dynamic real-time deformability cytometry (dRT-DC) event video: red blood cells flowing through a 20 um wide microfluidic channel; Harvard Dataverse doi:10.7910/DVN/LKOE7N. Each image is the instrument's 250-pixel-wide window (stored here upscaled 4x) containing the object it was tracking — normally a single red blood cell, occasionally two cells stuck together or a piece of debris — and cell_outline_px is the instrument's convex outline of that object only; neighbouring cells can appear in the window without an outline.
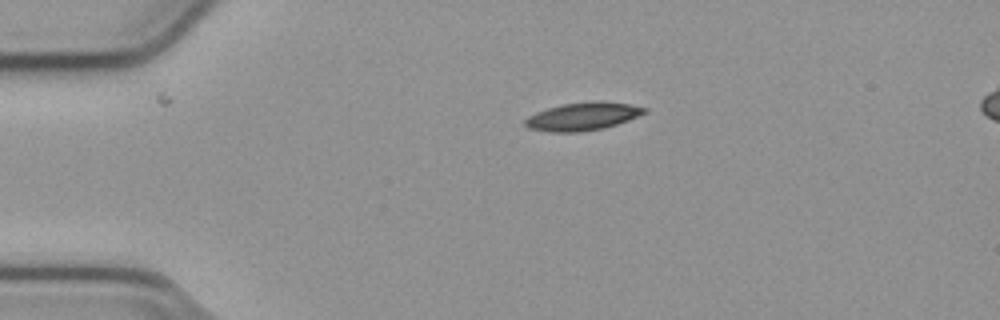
{"species": "common noctule bat (a hibernating species)", "species_latin": "Nyctalus noctula", "temperature_condition": "cold", "stored_images_in_passage": 43, "camera_frame_rate_fps": 3000, "um_per_image_px": 0.085, "animal": {"sex": "male", "body_mass_g": 23.1, "forearm_length_mm": 52.7}, "frame": {"image": 1, "passage_image": 1, "time_ms": 0.0, "image_size_px": [1000, 320], "cell_outline_px": [[648, 112], [628, 120], [604, 128], [580, 132], [552, 132], [528, 128], [524, 124], [524, 120], [528, 116], [536, 112], [548, 108], [564, 104], [592, 100], [600, 100], [628, 104], [648, 108]], "centroid_in_image_um": [49.54, 9.88], "position_along_channel_um": 35.5, "area_um2": 19.54}}
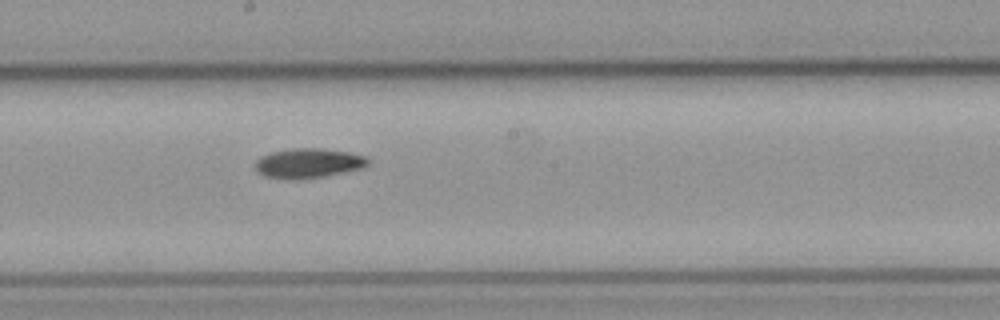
{"frame": {"image": 2, "passage_image": 19, "time_ms": 6.0, "image_size_px": [1000, 320], "cell_outline_px": [[372, 160], [364, 168], [324, 176], [268, 176], [260, 172], [256, 168], [256, 160], [260, 156], [272, 152], [292, 148], [320, 148], [348, 152], [368, 156]], "centroid_in_image_um": [26.33, 13.8], "position_along_channel_um": 221.9, "area_um2": 18.67}}
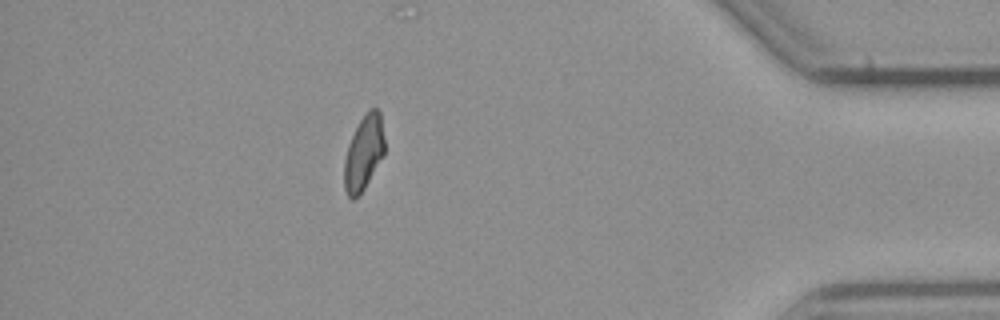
{"frame": {"image": 3, "passage_image": 37, "time_ms": 12.0, "image_size_px": [1000, 320], "cell_outline_px": [[384, 156], [364, 188], [352, 200], [348, 196], [344, 188], [344, 160], [348, 144], [360, 120], [372, 108], [376, 108], [380, 112], [384, 140]], "centroid_in_image_um": [30.91, 13.01], "position_along_channel_um": 404.3, "area_um2": 17.28}, "authors_computed_cell_mechanics": {"area_um2": 18.785, "velocity_mm_per_s": 3.806, "shape_relaxation_time_tau1_ms": 4.2074, "shape_relaxation_time_tau2_ms": null, "deformation_change_tau1": 0.1333, "deformation_change_tau2": null}}